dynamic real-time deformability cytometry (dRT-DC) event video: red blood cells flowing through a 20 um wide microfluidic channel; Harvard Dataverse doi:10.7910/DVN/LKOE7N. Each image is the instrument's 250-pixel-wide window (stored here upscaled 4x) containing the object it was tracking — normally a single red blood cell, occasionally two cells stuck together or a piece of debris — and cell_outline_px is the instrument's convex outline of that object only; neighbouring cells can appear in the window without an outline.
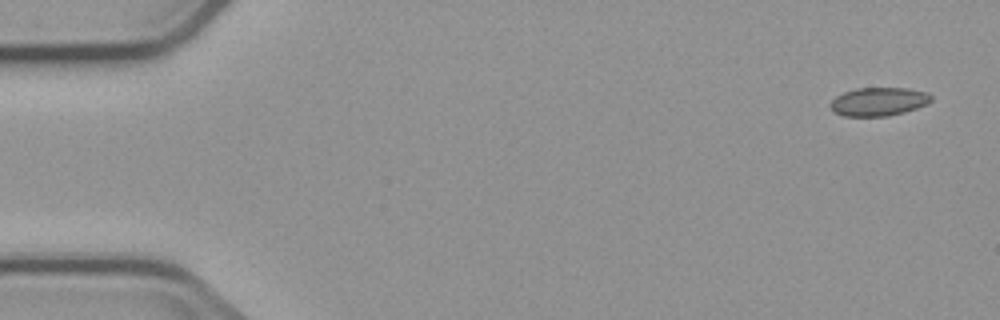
{"species": "common noctule bat (a hibernating species)", "species_latin": "Nyctalus noctula", "temperature_condition": "cold", "stored_images_in_passage": 5, "camera_frame_rate_fps": 3000, "um_per_image_px": 0.085, "animal": {"sex": "male", "body_mass_g": 23.1, "forearm_length_mm": 52.7}, "frame": {"image": 1, "passage_image": 1, "time_ms": 0.0, "image_size_px": [1000, 320], "cell_outline_px": [[932, 100], [928, 104], [904, 112], [888, 116], [844, 116], [832, 112], [828, 104], [836, 96], [844, 92], [856, 88], [908, 88], [928, 92], [932, 96]], "centroid_in_image_um": [74.67, 8.64], "position_along_channel_um": 10.3, "area_um2": 16.94}}